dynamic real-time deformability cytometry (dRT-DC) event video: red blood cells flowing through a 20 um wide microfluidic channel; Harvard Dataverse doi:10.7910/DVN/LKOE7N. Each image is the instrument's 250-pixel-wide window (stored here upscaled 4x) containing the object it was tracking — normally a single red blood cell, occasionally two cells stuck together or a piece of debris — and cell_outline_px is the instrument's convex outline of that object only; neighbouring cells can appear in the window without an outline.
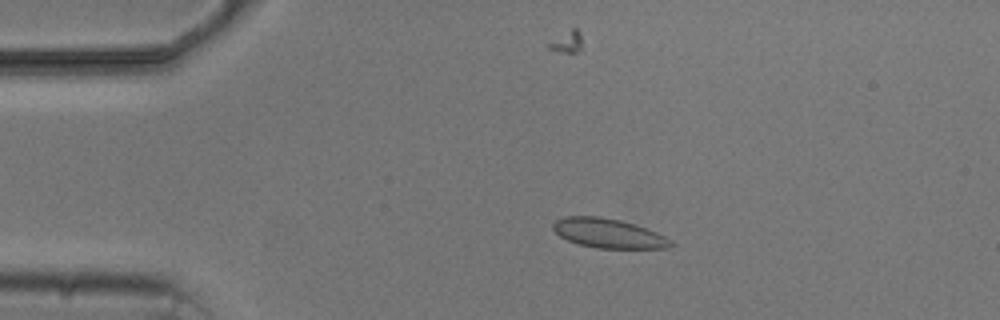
{"species": "common noctule bat (a hibernating species)", "species_latin": "Nyctalus noctula", "temperature_condition": "cold", "stored_images_in_passage": 12, "camera_frame_rate_fps": 3000, "um_per_image_px": 0.085, "animal": {"sex": "male", "body_mass_g": 20.5, "forearm_length_mm": 52.5}, "frame": {"image": 1, "passage_image": 2, "time_ms": 2.333, "image_size_px": [1000, 320], "cell_outline_px": [[676, 244], [668, 248], [596, 248], [580, 244], [568, 240], [560, 236], [552, 228], [552, 224], [556, 220], [564, 216], [600, 216], [620, 220], [636, 224], [656, 232], [672, 240]], "centroid_in_image_um": [51.73, 19.82], "position_along_channel_um": 33.3, "area_um2": 20.23}}
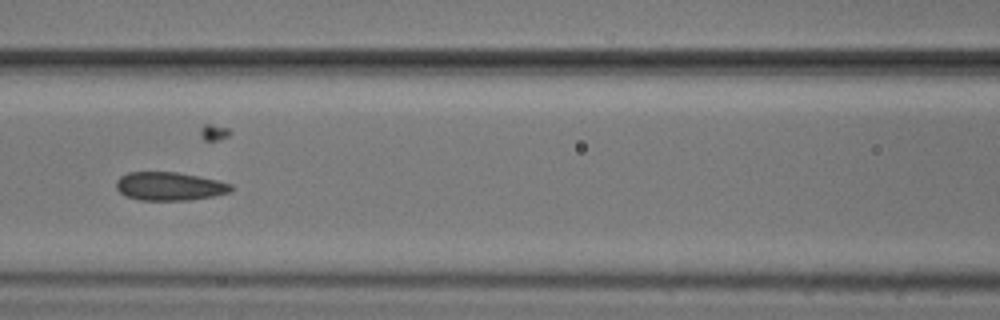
{"frame": {"image": 2, "passage_image": 5, "time_ms": 6.667, "image_size_px": [1000, 320], "cell_outline_px": [[232, 188], [228, 192], [212, 196], [188, 200], [140, 200], [124, 196], [116, 188], [116, 180], [120, 176], [128, 172], [176, 172], [216, 180], [232, 184]], "centroid_in_image_um": [14.34, 15.83], "position_along_channel_um": 152.3, "area_um2": 18.84}}
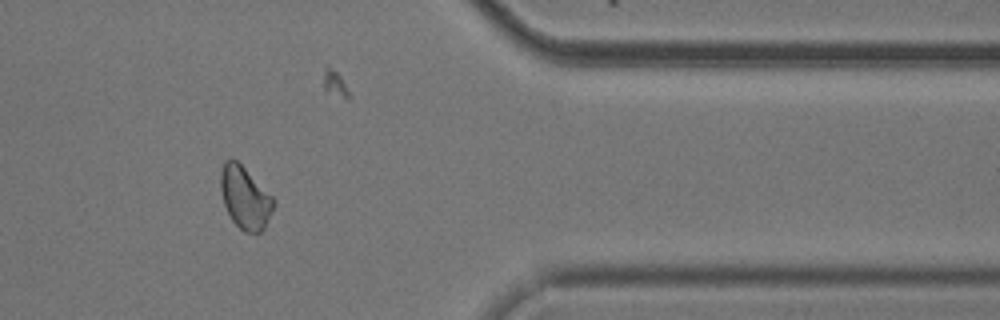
{"frame": {"image": 3, "passage_image": 11, "time_ms": 13.667, "image_size_px": [1000, 320], "cell_outline_px": [[276, 200], [264, 228], [256, 236], [244, 232], [232, 220], [224, 204], [220, 188], [220, 172], [224, 160], [236, 160]], "centroid_in_image_um": [20.82, 16.84], "position_along_channel_um": 390.6, "area_um2": 19.07}, "authors_computed_cell_mechanics": {"area_um2": 19.3052, "velocity_mm_per_s": 3.687, "shape_relaxation_time_tau1_ms": null, "shape_relaxation_time_tau2_ms": 6.322, "deformation_change_tau1": null, "deformation_change_tau2": 0.0558}}